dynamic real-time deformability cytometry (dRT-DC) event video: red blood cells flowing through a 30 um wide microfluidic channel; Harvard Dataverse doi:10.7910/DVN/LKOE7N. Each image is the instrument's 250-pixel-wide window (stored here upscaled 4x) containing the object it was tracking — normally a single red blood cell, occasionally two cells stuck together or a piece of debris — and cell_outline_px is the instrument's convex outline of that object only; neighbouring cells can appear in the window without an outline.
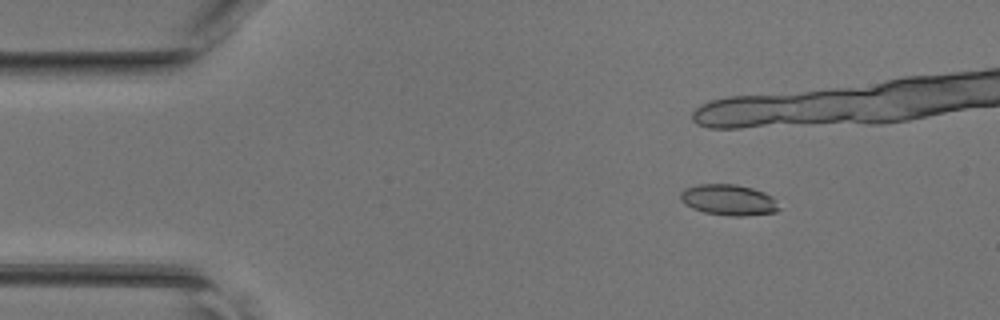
{"species": "common noctule bat (a hibernating species)", "species_latin": "Nyctalus noctula", "temperature_condition": "room temperature", "stored_images_in_passage": 17, "camera_frame_rate_fps": 3000, "um_per_image_px": 0.085, "animal": {"sex": "female", "body_mass_g": 17.0, "forearm_length_mm": 48.0}, "frame": {"image": 1, "passage_image": 6, "time_ms": 1.667, "image_size_px": [1000, 320], "cell_outline_px": [[780, 208], [776, 212], [744, 216], [728, 216], [704, 212], [692, 208], [684, 204], [680, 200], [680, 192], [684, 188], [696, 184], [736, 184], [752, 188], [764, 192], [772, 196]], "centroid_in_image_um": [61.9, 16.99], "position_along_channel_um": 23.1, "area_um2": 17.92}}